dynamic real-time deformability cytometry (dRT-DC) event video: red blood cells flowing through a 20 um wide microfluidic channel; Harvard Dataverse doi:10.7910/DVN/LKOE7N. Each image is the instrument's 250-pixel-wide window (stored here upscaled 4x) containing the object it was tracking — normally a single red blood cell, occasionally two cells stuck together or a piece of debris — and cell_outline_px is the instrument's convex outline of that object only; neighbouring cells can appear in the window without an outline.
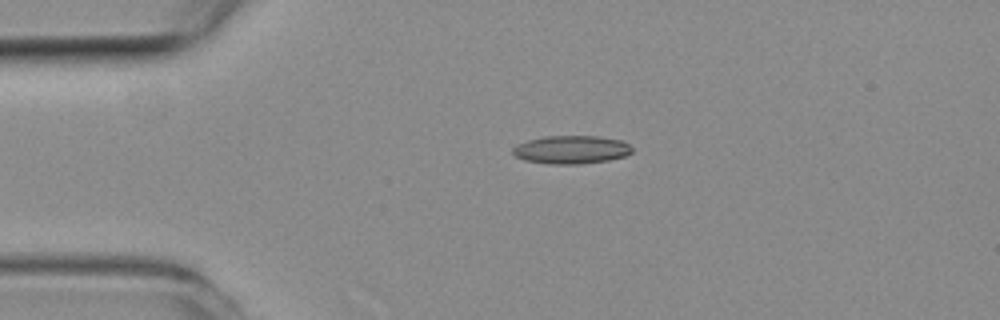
{"species": "common noctule bat (a hibernating species)", "species_latin": "Nyctalus noctula", "temperature_condition": "room temperature", "stored_images_in_passage": 46, "camera_frame_rate_fps": 3000, "um_per_image_px": 0.085, "animal": {"sex": "female", "body_mass_g": 19.3, "forearm_length_mm": 54.1}, "frame": {"image": 1, "passage_image": 6, "time_ms": 1.667, "image_size_px": [1000, 320], "cell_outline_px": [[632, 152], [624, 156], [608, 160], [580, 164], [548, 164], [524, 160], [516, 156], [512, 152], [512, 148], [516, 144], [528, 140], [544, 136], [596, 136], [620, 140], [628, 144], [632, 148]], "centroid_in_image_um": [48.52, 12.72], "position_along_channel_um": 36.5, "area_um2": 19.59}}
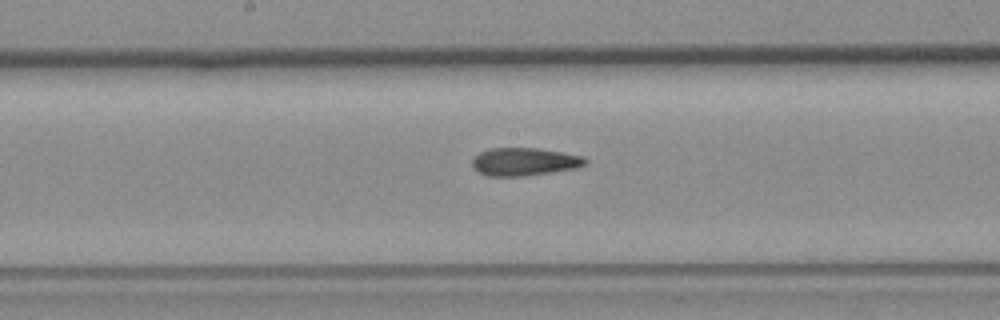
{"frame": {"image": 2, "passage_image": 21, "time_ms": 6.667, "image_size_px": [1000, 320], "cell_outline_px": [[588, 160], [584, 164], [576, 168], [524, 176], [488, 176], [472, 168], [472, 160], [480, 152], [492, 148], [536, 148], [584, 156]], "centroid_in_image_um": [44.55, 13.75], "position_along_channel_um": 203.6, "area_um2": 18.21}}
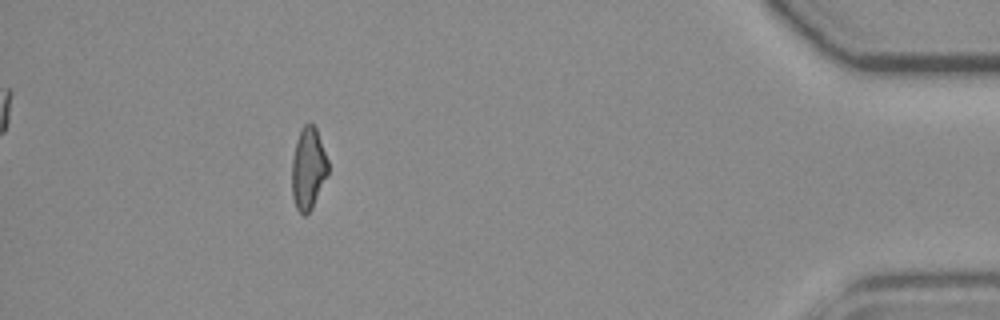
{"frame": {"image": 3, "passage_image": 41, "time_ms": 13.333, "image_size_px": [1000, 320], "cell_outline_px": [[328, 176], [312, 208], [304, 216], [296, 208], [292, 196], [292, 156], [296, 140], [300, 128], [304, 124], [312, 124], [316, 128], [328, 160]], "centroid_in_image_um": [26.2, 14.32], "position_along_channel_um": 409.0, "area_um2": 17.46}, "authors_computed_cell_mechanics": {"area_um2": 18.4671, "velocity_mm_per_s": 3.994, "shape_relaxation_time_tau1_ms": 7.4231, "shape_relaxation_time_tau2_ms": 1.9114, "deformation_change_tau1": 0.1945, "deformation_change_tau2": 0.0909}}